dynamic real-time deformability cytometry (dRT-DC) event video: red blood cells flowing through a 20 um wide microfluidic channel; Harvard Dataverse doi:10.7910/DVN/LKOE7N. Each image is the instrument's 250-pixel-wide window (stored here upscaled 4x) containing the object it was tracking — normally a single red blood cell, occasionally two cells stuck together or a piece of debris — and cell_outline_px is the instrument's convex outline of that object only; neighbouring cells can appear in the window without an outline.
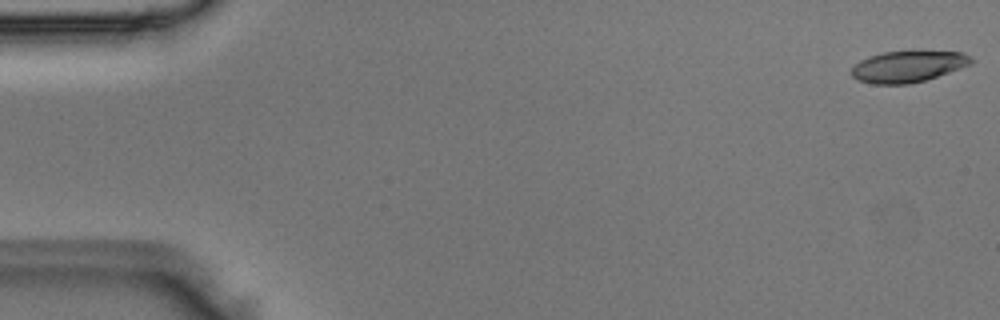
{"species": "Egyptian fruit bat (a non-hibernating species)", "species_latin": "Rousettus aegyptiacus", "temperature_condition": "room temperature", "stored_images_in_passage": 6, "camera_frame_rate_fps": 3000, "um_per_image_px": 0.085, "animal": {"sex": "male"}, "frame": {"image": 1, "passage_image": 1, "time_ms": 0.0, "image_size_px": [1000, 320], "cell_outline_px": [[972, 64], [924, 80], [908, 84], [872, 84], [856, 80], [848, 72], [860, 60], [868, 56], [884, 52], [964, 52], [972, 56]], "centroid_in_image_um": [77.13, 5.66], "position_along_channel_um": 7.9, "area_um2": 21.68}}